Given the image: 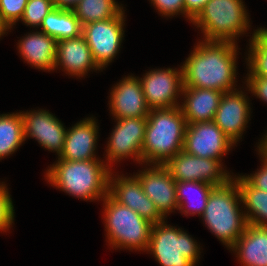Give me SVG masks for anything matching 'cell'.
<instances>
[{
  "label": "cell",
  "mask_w": 267,
  "mask_h": 266,
  "mask_svg": "<svg viewBox=\"0 0 267 266\" xmlns=\"http://www.w3.org/2000/svg\"><path fill=\"white\" fill-rule=\"evenodd\" d=\"M186 127L180 106L150 110L142 145L143 163L164 165L183 150Z\"/></svg>",
  "instance_id": "3"
},
{
  "label": "cell",
  "mask_w": 267,
  "mask_h": 266,
  "mask_svg": "<svg viewBox=\"0 0 267 266\" xmlns=\"http://www.w3.org/2000/svg\"><path fill=\"white\" fill-rule=\"evenodd\" d=\"M239 202L241 195L238 184L232 178L227 184L211 190L202 214L205 225L229 249L248 225L245 212H240Z\"/></svg>",
  "instance_id": "4"
},
{
  "label": "cell",
  "mask_w": 267,
  "mask_h": 266,
  "mask_svg": "<svg viewBox=\"0 0 267 266\" xmlns=\"http://www.w3.org/2000/svg\"><path fill=\"white\" fill-rule=\"evenodd\" d=\"M236 46L228 41L204 40L197 44L182 66L183 87L222 93L236 90Z\"/></svg>",
  "instance_id": "1"
},
{
  "label": "cell",
  "mask_w": 267,
  "mask_h": 266,
  "mask_svg": "<svg viewBox=\"0 0 267 266\" xmlns=\"http://www.w3.org/2000/svg\"><path fill=\"white\" fill-rule=\"evenodd\" d=\"M246 82L253 95L267 102V77H247Z\"/></svg>",
  "instance_id": "34"
},
{
  "label": "cell",
  "mask_w": 267,
  "mask_h": 266,
  "mask_svg": "<svg viewBox=\"0 0 267 266\" xmlns=\"http://www.w3.org/2000/svg\"><path fill=\"white\" fill-rule=\"evenodd\" d=\"M123 7L115 0H80L72 9L81 25L117 17Z\"/></svg>",
  "instance_id": "25"
},
{
  "label": "cell",
  "mask_w": 267,
  "mask_h": 266,
  "mask_svg": "<svg viewBox=\"0 0 267 266\" xmlns=\"http://www.w3.org/2000/svg\"><path fill=\"white\" fill-rule=\"evenodd\" d=\"M53 8L52 0H28L21 21L27 26L40 27L44 17Z\"/></svg>",
  "instance_id": "29"
},
{
  "label": "cell",
  "mask_w": 267,
  "mask_h": 266,
  "mask_svg": "<svg viewBox=\"0 0 267 266\" xmlns=\"http://www.w3.org/2000/svg\"><path fill=\"white\" fill-rule=\"evenodd\" d=\"M61 65L71 76H84L90 69L101 70L83 35L57 41L55 68Z\"/></svg>",
  "instance_id": "19"
},
{
  "label": "cell",
  "mask_w": 267,
  "mask_h": 266,
  "mask_svg": "<svg viewBox=\"0 0 267 266\" xmlns=\"http://www.w3.org/2000/svg\"><path fill=\"white\" fill-rule=\"evenodd\" d=\"M151 167L135 176L139 179L143 192L153 201L159 213L166 218L169 212L178 210L176 180L164 165L153 164Z\"/></svg>",
  "instance_id": "14"
},
{
  "label": "cell",
  "mask_w": 267,
  "mask_h": 266,
  "mask_svg": "<svg viewBox=\"0 0 267 266\" xmlns=\"http://www.w3.org/2000/svg\"><path fill=\"white\" fill-rule=\"evenodd\" d=\"M54 7L72 10L80 0H52Z\"/></svg>",
  "instance_id": "36"
},
{
  "label": "cell",
  "mask_w": 267,
  "mask_h": 266,
  "mask_svg": "<svg viewBox=\"0 0 267 266\" xmlns=\"http://www.w3.org/2000/svg\"><path fill=\"white\" fill-rule=\"evenodd\" d=\"M242 0H208L203 10L192 21L200 27L207 41L235 39L249 28V17Z\"/></svg>",
  "instance_id": "6"
},
{
  "label": "cell",
  "mask_w": 267,
  "mask_h": 266,
  "mask_svg": "<svg viewBox=\"0 0 267 266\" xmlns=\"http://www.w3.org/2000/svg\"><path fill=\"white\" fill-rule=\"evenodd\" d=\"M153 6L164 16L182 13L185 15L184 0H151Z\"/></svg>",
  "instance_id": "32"
},
{
  "label": "cell",
  "mask_w": 267,
  "mask_h": 266,
  "mask_svg": "<svg viewBox=\"0 0 267 266\" xmlns=\"http://www.w3.org/2000/svg\"><path fill=\"white\" fill-rule=\"evenodd\" d=\"M164 166L176 181H200L217 187L232 179V176L223 170L221 161L196 157L183 150L170 158Z\"/></svg>",
  "instance_id": "9"
},
{
  "label": "cell",
  "mask_w": 267,
  "mask_h": 266,
  "mask_svg": "<svg viewBox=\"0 0 267 266\" xmlns=\"http://www.w3.org/2000/svg\"><path fill=\"white\" fill-rule=\"evenodd\" d=\"M23 118L24 140L26 137L35 138L42 147L62 153L66 129L61 121L46 110L21 112Z\"/></svg>",
  "instance_id": "15"
},
{
  "label": "cell",
  "mask_w": 267,
  "mask_h": 266,
  "mask_svg": "<svg viewBox=\"0 0 267 266\" xmlns=\"http://www.w3.org/2000/svg\"><path fill=\"white\" fill-rule=\"evenodd\" d=\"M41 32L56 41L71 39L82 35V25L73 10L53 8L42 20Z\"/></svg>",
  "instance_id": "23"
},
{
  "label": "cell",
  "mask_w": 267,
  "mask_h": 266,
  "mask_svg": "<svg viewBox=\"0 0 267 266\" xmlns=\"http://www.w3.org/2000/svg\"><path fill=\"white\" fill-rule=\"evenodd\" d=\"M230 249L243 266H267V227L248 224Z\"/></svg>",
  "instance_id": "22"
},
{
  "label": "cell",
  "mask_w": 267,
  "mask_h": 266,
  "mask_svg": "<svg viewBox=\"0 0 267 266\" xmlns=\"http://www.w3.org/2000/svg\"><path fill=\"white\" fill-rule=\"evenodd\" d=\"M108 194L117 202L127 206L137 212L142 218L152 224L164 221V217L159 213L155 204L143 192L139 179L133 177L109 176Z\"/></svg>",
  "instance_id": "13"
},
{
  "label": "cell",
  "mask_w": 267,
  "mask_h": 266,
  "mask_svg": "<svg viewBox=\"0 0 267 266\" xmlns=\"http://www.w3.org/2000/svg\"><path fill=\"white\" fill-rule=\"evenodd\" d=\"M24 141L21 112L0 115V160L13 154Z\"/></svg>",
  "instance_id": "26"
},
{
  "label": "cell",
  "mask_w": 267,
  "mask_h": 266,
  "mask_svg": "<svg viewBox=\"0 0 267 266\" xmlns=\"http://www.w3.org/2000/svg\"><path fill=\"white\" fill-rule=\"evenodd\" d=\"M233 179L238 184L241 203L249 210L245 213L247 223L267 227V191L252 187L242 176Z\"/></svg>",
  "instance_id": "24"
},
{
  "label": "cell",
  "mask_w": 267,
  "mask_h": 266,
  "mask_svg": "<svg viewBox=\"0 0 267 266\" xmlns=\"http://www.w3.org/2000/svg\"><path fill=\"white\" fill-rule=\"evenodd\" d=\"M103 201L108 243L110 242L113 248L147 251L153 224L115 201L109 194Z\"/></svg>",
  "instance_id": "5"
},
{
  "label": "cell",
  "mask_w": 267,
  "mask_h": 266,
  "mask_svg": "<svg viewBox=\"0 0 267 266\" xmlns=\"http://www.w3.org/2000/svg\"><path fill=\"white\" fill-rule=\"evenodd\" d=\"M258 148L267 155V134L265 135L264 139L261 140Z\"/></svg>",
  "instance_id": "37"
},
{
  "label": "cell",
  "mask_w": 267,
  "mask_h": 266,
  "mask_svg": "<svg viewBox=\"0 0 267 266\" xmlns=\"http://www.w3.org/2000/svg\"><path fill=\"white\" fill-rule=\"evenodd\" d=\"M260 153V156L262 159V168L252 174L251 176H245L242 177L252 186L257 189L267 191V155L264 154L260 149L258 150Z\"/></svg>",
  "instance_id": "33"
},
{
  "label": "cell",
  "mask_w": 267,
  "mask_h": 266,
  "mask_svg": "<svg viewBox=\"0 0 267 266\" xmlns=\"http://www.w3.org/2000/svg\"><path fill=\"white\" fill-rule=\"evenodd\" d=\"M234 144L214 121L196 122L187 124L183 151L221 161Z\"/></svg>",
  "instance_id": "11"
},
{
  "label": "cell",
  "mask_w": 267,
  "mask_h": 266,
  "mask_svg": "<svg viewBox=\"0 0 267 266\" xmlns=\"http://www.w3.org/2000/svg\"><path fill=\"white\" fill-rule=\"evenodd\" d=\"M147 251L161 266H195L200 247L186 232L165 224H153Z\"/></svg>",
  "instance_id": "7"
},
{
  "label": "cell",
  "mask_w": 267,
  "mask_h": 266,
  "mask_svg": "<svg viewBox=\"0 0 267 266\" xmlns=\"http://www.w3.org/2000/svg\"><path fill=\"white\" fill-rule=\"evenodd\" d=\"M207 2L208 0H184L186 18L192 22L203 10Z\"/></svg>",
  "instance_id": "35"
},
{
  "label": "cell",
  "mask_w": 267,
  "mask_h": 266,
  "mask_svg": "<svg viewBox=\"0 0 267 266\" xmlns=\"http://www.w3.org/2000/svg\"><path fill=\"white\" fill-rule=\"evenodd\" d=\"M9 26L2 20L1 15H0V37L8 31Z\"/></svg>",
  "instance_id": "38"
},
{
  "label": "cell",
  "mask_w": 267,
  "mask_h": 266,
  "mask_svg": "<svg viewBox=\"0 0 267 266\" xmlns=\"http://www.w3.org/2000/svg\"><path fill=\"white\" fill-rule=\"evenodd\" d=\"M145 101L150 110L180 106L177 98L183 90V69L151 70L140 79ZM180 92V93H179Z\"/></svg>",
  "instance_id": "10"
},
{
  "label": "cell",
  "mask_w": 267,
  "mask_h": 266,
  "mask_svg": "<svg viewBox=\"0 0 267 266\" xmlns=\"http://www.w3.org/2000/svg\"><path fill=\"white\" fill-rule=\"evenodd\" d=\"M124 10L112 19L94 21L82 26V35L97 65L103 69L118 53L124 35Z\"/></svg>",
  "instance_id": "8"
},
{
  "label": "cell",
  "mask_w": 267,
  "mask_h": 266,
  "mask_svg": "<svg viewBox=\"0 0 267 266\" xmlns=\"http://www.w3.org/2000/svg\"><path fill=\"white\" fill-rule=\"evenodd\" d=\"M98 126L94 118H86L66 131L64 148L59 159L83 161L97 159L95 149Z\"/></svg>",
  "instance_id": "18"
},
{
  "label": "cell",
  "mask_w": 267,
  "mask_h": 266,
  "mask_svg": "<svg viewBox=\"0 0 267 266\" xmlns=\"http://www.w3.org/2000/svg\"><path fill=\"white\" fill-rule=\"evenodd\" d=\"M98 159L66 161L58 158L47 169L48 182L69 195L83 200L104 199L108 194L110 165Z\"/></svg>",
  "instance_id": "2"
},
{
  "label": "cell",
  "mask_w": 267,
  "mask_h": 266,
  "mask_svg": "<svg viewBox=\"0 0 267 266\" xmlns=\"http://www.w3.org/2000/svg\"><path fill=\"white\" fill-rule=\"evenodd\" d=\"M111 113L116 119L147 117L150 109L142 91L140 78L127 76L110 92Z\"/></svg>",
  "instance_id": "17"
},
{
  "label": "cell",
  "mask_w": 267,
  "mask_h": 266,
  "mask_svg": "<svg viewBox=\"0 0 267 266\" xmlns=\"http://www.w3.org/2000/svg\"><path fill=\"white\" fill-rule=\"evenodd\" d=\"M10 196L6 184H0V230L5 232L14 221V207Z\"/></svg>",
  "instance_id": "31"
},
{
  "label": "cell",
  "mask_w": 267,
  "mask_h": 266,
  "mask_svg": "<svg viewBox=\"0 0 267 266\" xmlns=\"http://www.w3.org/2000/svg\"><path fill=\"white\" fill-rule=\"evenodd\" d=\"M28 0H0V15L11 29L23 16Z\"/></svg>",
  "instance_id": "30"
},
{
  "label": "cell",
  "mask_w": 267,
  "mask_h": 266,
  "mask_svg": "<svg viewBox=\"0 0 267 266\" xmlns=\"http://www.w3.org/2000/svg\"><path fill=\"white\" fill-rule=\"evenodd\" d=\"M251 38L248 77H267V29H257Z\"/></svg>",
  "instance_id": "28"
},
{
  "label": "cell",
  "mask_w": 267,
  "mask_h": 266,
  "mask_svg": "<svg viewBox=\"0 0 267 266\" xmlns=\"http://www.w3.org/2000/svg\"><path fill=\"white\" fill-rule=\"evenodd\" d=\"M237 91L223 93L213 120L235 144L250 118L249 100L244 92Z\"/></svg>",
  "instance_id": "16"
},
{
  "label": "cell",
  "mask_w": 267,
  "mask_h": 266,
  "mask_svg": "<svg viewBox=\"0 0 267 266\" xmlns=\"http://www.w3.org/2000/svg\"><path fill=\"white\" fill-rule=\"evenodd\" d=\"M107 146L108 162L120 161L132 156L142 164V145L145 139L147 117L116 119Z\"/></svg>",
  "instance_id": "12"
},
{
  "label": "cell",
  "mask_w": 267,
  "mask_h": 266,
  "mask_svg": "<svg viewBox=\"0 0 267 266\" xmlns=\"http://www.w3.org/2000/svg\"><path fill=\"white\" fill-rule=\"evenodd\" d=\"M22 58L41 70H55L57 41L44 32H32L18 43Z\"/></svg>",
  "instance_id": "21"
},
{
  "label": "cell",
  "mask_w": 267,
  "mask_h": 266,
  "mask_svg": "<svg viewBox=\"0 0 267 266\" xmlns=\"http://www.w3.org/2000/svg\"><path fill=\"white\" fill-rule=\"evenodd\" d=\"M214 187L215 186L211 184H207V183L200 182V181H176V199L178 202V210L184 213L185 216L188 214L195 215L196 213L202 216L204 209L206 208L209 194ZM190 191L197 192L198 194L197 200H199V202L196 201L197 203L194 204L195 202L190 201V203L192 202L193 204L190 205L189 208H187L189 202L183 199H187L188 193Z\"/></svg>",
  "instance_id": "27"
},
{
  "label": "cell",
  "mask_w": 267,
  "mask_h": 266,
  "mask_svg": "<svg viewBox=\"0 0 267 266\" xmlns=\"http://www.w3.org/2000/svg\"><path fill=\"white\" fill-rule=\"evenodd\" d=\"M180 106L187 124L213 121L223 93L213 89L183 87Z\"/></svg>",
  "instance_id": "20"
}]
</instances>
